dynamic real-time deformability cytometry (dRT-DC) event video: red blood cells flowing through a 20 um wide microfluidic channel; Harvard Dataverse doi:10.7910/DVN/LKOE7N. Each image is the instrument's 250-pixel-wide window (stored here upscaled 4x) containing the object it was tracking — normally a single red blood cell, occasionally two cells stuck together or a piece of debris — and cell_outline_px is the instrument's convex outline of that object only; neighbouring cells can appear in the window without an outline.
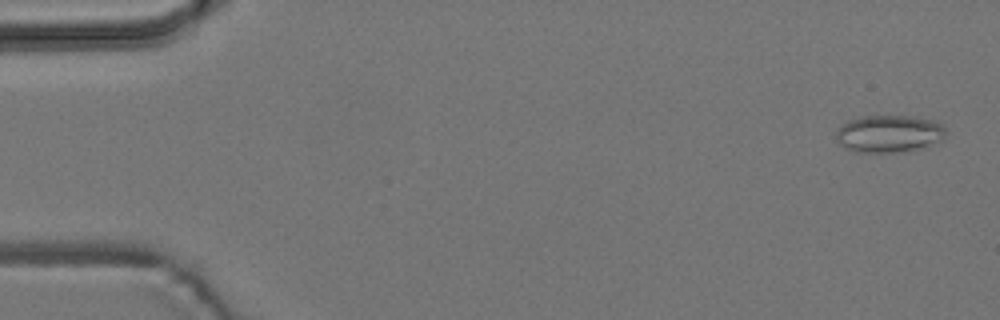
{"species": "common noctule bat (a hibernating species)", "species_latin": "Nyctalus noctula", "temperature_condition": "room temperature", "stored_images_in_passage": 5, "camera_frame_rate_fps": 3000, "um_per_image_px": 0.085, "animal": {"sex": "male", "body_mass_g": 19.2, "forearm_length_mm": 51.8}, "frame": {"image": 1, "passage_image": 1, "time_ms": 0.0, "image_size_px": [1000, 320], "cell_outline_px": [[948, 132], [944, 140], [908, 152], [856, 152], [840, 144], [836, 140], [836, 128], [848, 120], [864, 116], [912, 116], [936, 120]], "centroid_in_image_um": [75.6, 11.36], "position_along_channel_um": 9.4, "area_um2": 24.22}}